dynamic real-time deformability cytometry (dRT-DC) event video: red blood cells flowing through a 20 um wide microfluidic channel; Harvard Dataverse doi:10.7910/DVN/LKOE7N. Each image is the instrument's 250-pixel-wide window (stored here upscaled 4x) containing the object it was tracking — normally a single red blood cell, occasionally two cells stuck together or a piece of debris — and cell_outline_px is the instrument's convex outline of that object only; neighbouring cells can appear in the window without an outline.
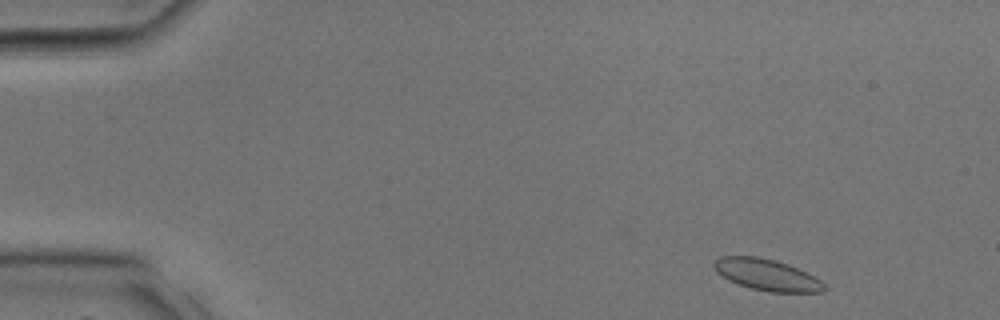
{"species": "common noctule bat (a hibernating species)", "species_latin": "Nyctalus noctula", "temperature_condition": "room temperature", "stored_images_in_passage": 31, "camera_frame_rate_fps": 3000, "um_per_image_px": 0.085, "animal": {"sex": "male", "body_mass_g": 17.9, "forearm_length_mm": 54.2}, "frame": {"image": 1, "passage_image": 2, "time_ms": 0.333, "image_size_px": [1000, 320], "cell_outline_px": [[828, 288], [824, 292], [772, 292], [752, 288], [728, 280], [716, 272], [712, 264], [720, 256], [756, 256], [776, 260], [788, 264], [808, 272], [820, 280]], "centroid_in_image_um": [65.21, 23.35], "position_along_channel_um": 19.8, "area_um2": 20.23}}
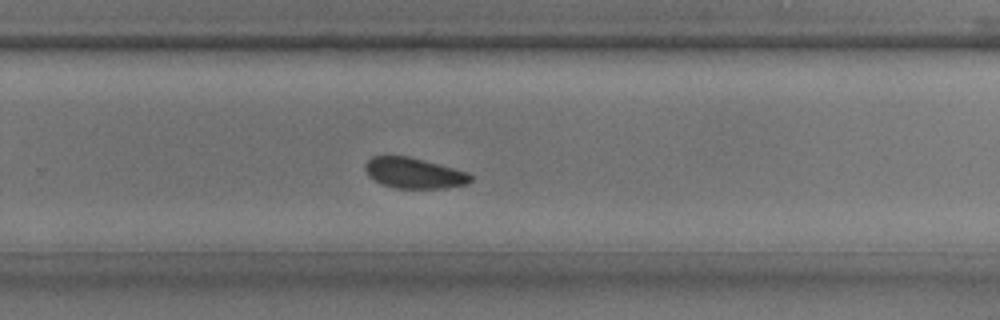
{"frame": {"image": 2, "passage_image": 20, "time_ms": 6.333, "image_size_px": [1000, 320], "cell_outline_px": [[472, 180], [468, 184], [444, 188], [396, 188], [380, 184], [372, 180], [368, 176], [364, 168], [364, 164], [372, 156], [408, 156], [424, 160], [468, 172], [472, 176]], "centroid_in_image_um": [35.16, 14.72], "position_along_channel_um": 294.6, "area_um2": 18.96}}
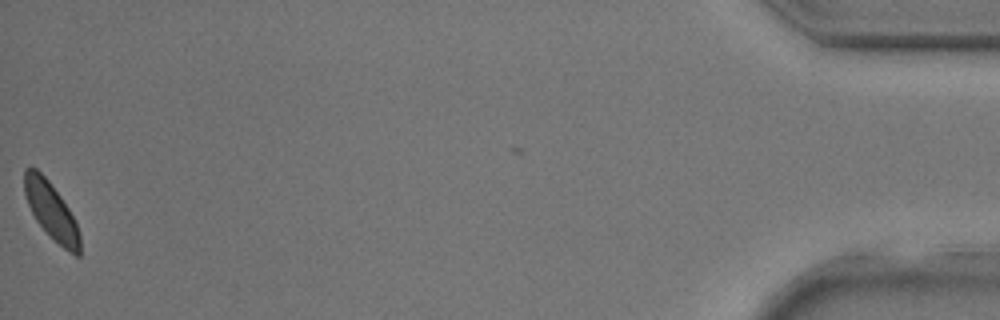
{"frame": {"image": 3, "passage_image": 31, "time_ms": 10.0, "image_size_px": [1000, 320], "cell_outline_px": [[80, 256], [76, 256], [64, 248], [36, 220], [28, 204], [24, 192], [24, 168], [36, 168], [48, 180], [60, 196], [68, 208], [76, 224], [80, 236]], "centroid_in_image_um": [4.34, 17.9], "position_along_channel_um": 430.9, "area_um2": 17.8}}